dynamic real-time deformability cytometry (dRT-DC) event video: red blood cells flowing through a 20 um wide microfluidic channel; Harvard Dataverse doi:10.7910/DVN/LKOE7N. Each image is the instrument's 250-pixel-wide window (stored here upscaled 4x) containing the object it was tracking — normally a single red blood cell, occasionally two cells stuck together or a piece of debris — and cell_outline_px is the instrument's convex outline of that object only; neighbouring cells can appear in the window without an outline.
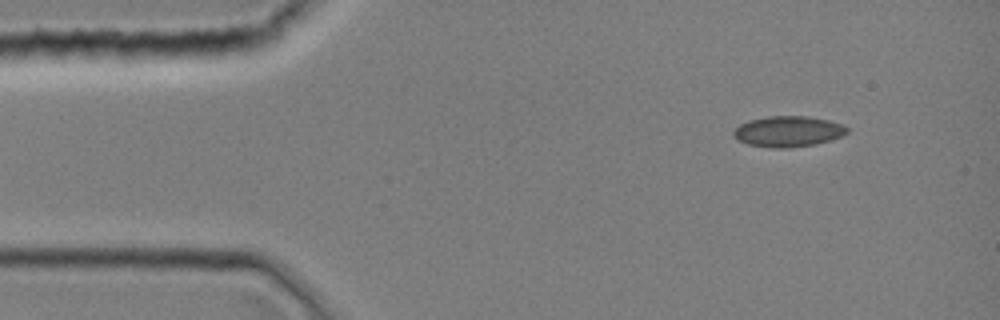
{"species": "common noctule bat (a hibernating species)", "species_latin": "Nyctalus noctula", "temperature_condition": "room temperature", "stored_images_in_passage": 2, "camera_frame_rate_fps": 3000, "um_per_image_px": 0.085, "animal": {"sex": "female", "body_mass_g": 19.0, "forearm_length_mm": 51.5}, "frame": {"image": 1, "passage_image": 1, "time_ms": 0.0, "image_size_px": [1000, 320], "cell_outline_px": [[848, 132], [840, 136], [816, 144], [788, 148], [772, 148], [748, 144], [736, 140], [732, 136], [732, 132], [740, 124], [748, 120], [768, 116], [808, 116], [828, 120], [844, 124], [848, 128]], "centroid_in_image_um": [66.96, 11.17], "position_along_channel_um": 18.0, "area_um2": 20.46}}